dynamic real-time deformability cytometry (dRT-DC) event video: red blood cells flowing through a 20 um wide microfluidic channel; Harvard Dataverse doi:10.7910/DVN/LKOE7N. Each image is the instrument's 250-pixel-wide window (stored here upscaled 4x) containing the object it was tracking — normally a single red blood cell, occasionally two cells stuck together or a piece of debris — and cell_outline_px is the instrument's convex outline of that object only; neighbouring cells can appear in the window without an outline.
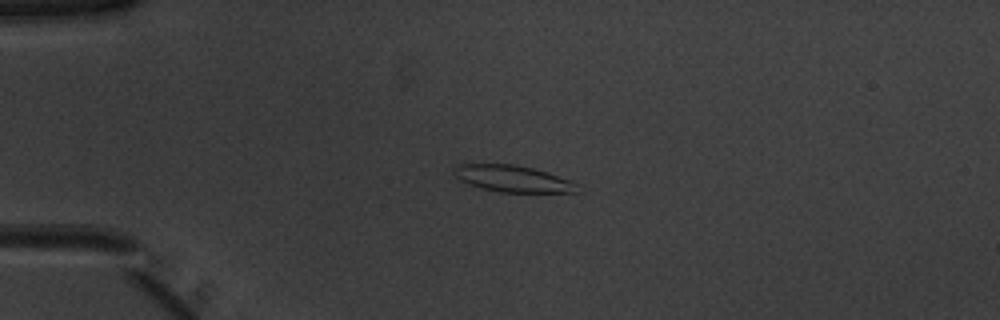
{"species": "common noctule bat (a hibernating species)", "species_latin": "Nyctalus noctula", "temperature_condition": "warm", "stored_images_in_passage": 52, "camera_frame_rate_fps": 3000, "um_per_image_px": 0.085, "animal": {"sex": "male", "body_mass_g": 20.1, "forearm_length_mm": 53.5}, "frame": {"image": 1, "passage_image": 13, "time_ms": 4.0, "image_size_px": [1000, 320], "cell_outline_px": [[576, 192], [500, 192], [480, 188], [468, 184], [460, 180], [452, 172], [456, 164], [512, 164], [532, 168], [568, 180], [576, 184]], "centroid_in_image_um": [43.47, 15.18], "position_along_channel_um": 41.5, "area_um2": 18.73}}
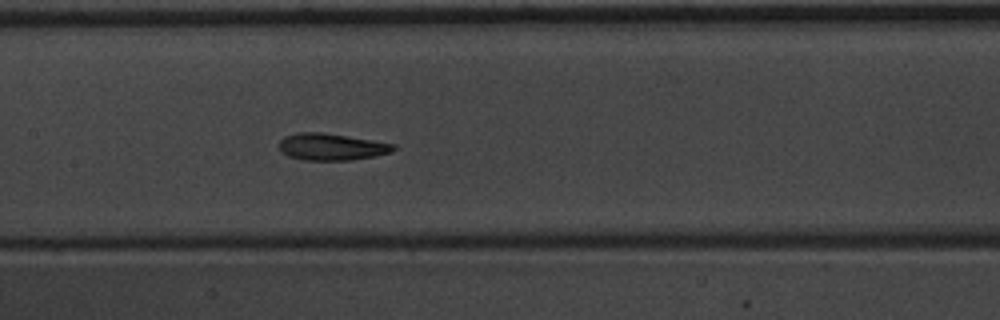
{"frame": {"image": 2, "passage_image": 26, "time_ms": 8.333, "image_size_px": [1000, 320], "cell_outline_px": [[396, 148], [392, 152], [376, 156], [352, 160], [304, 160], [288, 156], [280, 152], [280, 140], [284, 136], [296, 132], [324, 132], [396, 144]], "centroid_in_image_um": [28.18, 12.48], "position_along_channel_um": 179.2, "area_um2": 18.09}}
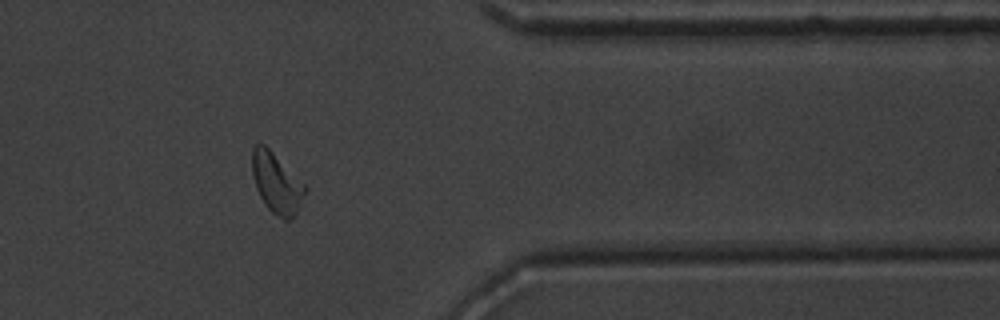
{"frame": {"image": 3, "passage_image": 43, "time_ms": 14.0, "image_size_px": [1000, 320], "cell_outline_px": [[308, 188], [296, 212], [288, 220], [284, 220], [276, 216], [268, 208], [260, 196], [256, 188], [252, 172], [252, 148], [256, 144], [264, 144], [308, 184]], "centroid_in_image_um": [23.54, 15.54], "position_along_channel_um": 387.9, "area_um2": 18.79}, "authors_computed_cell_mechanics": {"area_um2": 18.5538, "velocity_mm_per_s": 3.9229, "shape_relaxation_time_tau1_ms": 3.5993, "shape_relaxation_time_tau2_ms": 2.7121, "deformation_change_tau1": 0.1359, "deformation_change_tau2": 0.0935}}